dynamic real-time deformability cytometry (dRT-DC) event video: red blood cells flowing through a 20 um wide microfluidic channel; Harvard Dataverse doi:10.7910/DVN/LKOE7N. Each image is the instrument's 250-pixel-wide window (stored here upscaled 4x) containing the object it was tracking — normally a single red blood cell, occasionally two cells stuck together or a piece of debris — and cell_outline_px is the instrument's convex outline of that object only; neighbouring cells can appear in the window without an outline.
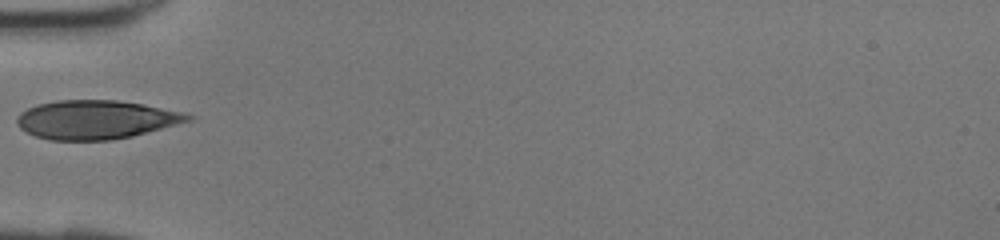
{"species": "human", "species_latin": "Homo sapiens", "temperature_condition": "room temperature", "stored_images_in_passage": 28, "camera_frame_rate_fps": 3000, "um_per_image_px": 0.085, "donor": {"sex": "female"}, "frame": {"image": 1, "passage_image": 1, "time_ms": 0.0, "image_size_px": [1000, 240], "cell_outline_px": [[196, 116], [192, 120], [132, 136], [112, 140], [48, 140], [36, 136], [20, 128], [16, 124], [16, 116], [20, 112], [36, 104], [56, 100], [116, 100], [144, 104], [184, 112]], "centroid_in_image_um": [8.14, 10.16], "position_along_channel_um": 76.9, "area_um2": 38.84}}
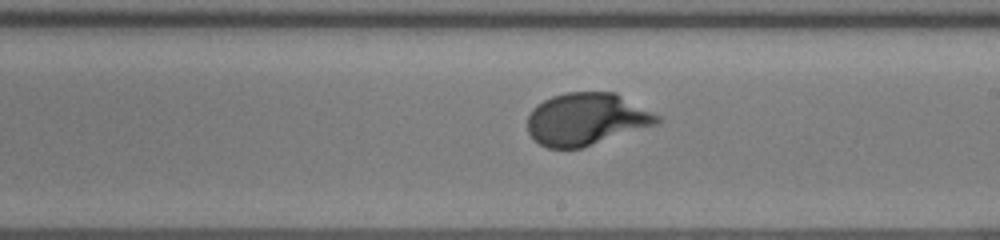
{"frame": {"image": 2, "passage_image": 11, "time_ms": 3.333, "image_size_px": [1000, 240], "cell_outline_px": [[660, 120], [656, 124], [580, 148], [548, 148], [540, 144], [528, 132], [528, 116], [532, 108], [544, 100], [552, 96], [568, 92], [616, 92], [660, 116]], "centroid_in_image_um": [49.82, 10.11], "position_along_channel_um": 239.2, "area_um2": 39.07}}
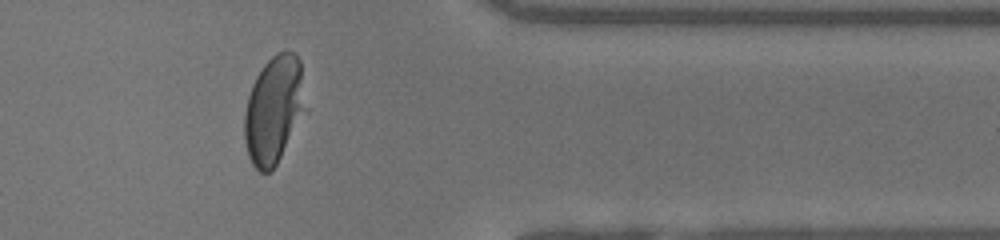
{"frame": {"image": 3, "passage_image": 21, "time_ms": 6.667, "image_size_px": [1000, 240], "cell_outline_px": [[300, 80], [296, 108], [280, 156], [276, 164], [268, 172], [260, 172], [252, 164], [248, 156], [244, 140], [244, 112], [248, 96], [252, 84], [256, 76], [264, 64], [276, 52], [296, 52], [300, 60]], "centroid_in_image_um": [23.06, 9.29], "position_along_channel_um": 388.3, "area_um2": 34.74}}